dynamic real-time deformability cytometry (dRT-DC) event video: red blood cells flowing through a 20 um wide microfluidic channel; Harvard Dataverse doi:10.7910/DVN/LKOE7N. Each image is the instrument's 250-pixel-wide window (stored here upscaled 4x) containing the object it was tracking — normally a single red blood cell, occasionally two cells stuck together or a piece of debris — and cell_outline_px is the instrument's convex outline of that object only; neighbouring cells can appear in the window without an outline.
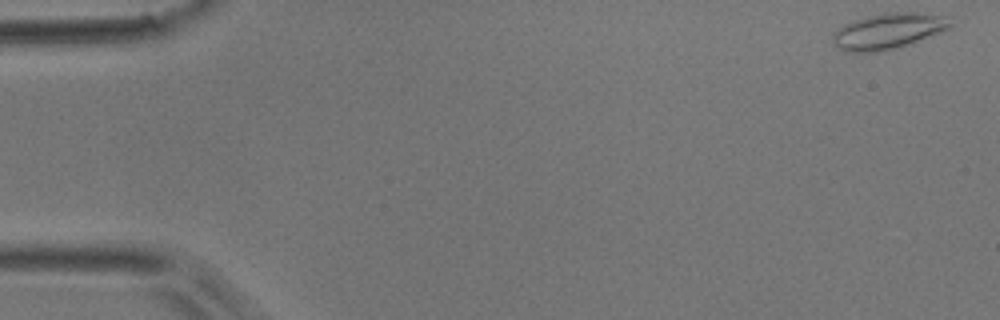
{"species": "common noctule bat (a hibernating species)", "species_latin": "Nyctalus noctula", "temperature_condition": "room temperature", "stored_images_in_passage": 15, "camera_frame_rate_fps": 3000, "um_per_image_px": 0.085, "animal": {"sex": "male", "body_mass_g": 17.9}, "frame": {"image": 1, "passage_image": 1, "time_ms": 0.0, "image_size_px": [1000, 320], "cell_outline_px": [[956, 24], [948, 28], [896, 48], [880, 52], [852, 52], [840, 48], [832, 40], [832, 32], [844, 24], [868, 16], [884, 12], [916, 12], [952, 16]], "centroid_in_image_um": [75.54, 2.61], "position_along_channel_um": 9.5, "area_um2": 24.45}}